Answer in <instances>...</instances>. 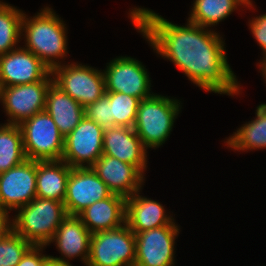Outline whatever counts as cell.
<instances>
[{
	"instance_id": "1",
	"label": "cell",
	"mask_w": 266,
	"mask_h": 266,
	"mask_svg": "<svg viewBox=\"0 0 266 266\" xmlns=\"http://www.w3.org/2000/svg\"><path fill=\"white\" fill-rule=\"evenodd\" d=\"M128 14L135 29L156 54L172 62L199 89L233 97L241 93L220 33L189 21L182 26L174 24L159 13L139 6Z\"/></svg>"
},
{
	"instance_id": "2",
	"label": "cell",
	"mask_w": 266,
	"mask_h": 266,
	"mask_svg": "<svg viewBox=\"0 0 266 266\" xmlns=\"http://www.w3.org/2000/svg\"><path fill=\"white\" fill-rule=\"evenodd\" d=\"M39 11L33 17H28L24 12L21 39L25 42L23 47L52 71L68 57V30L65 21L49 6Z\"/></svg>"
},
{
	"instance_id": "3",
	"label": "cell",
	"mask_w": 266,
	"mask_h": 266,
	"mask_svg": "<svg viewBox=\"0 0 266 266\" xmlns=\"http://www.w3.org/2000/svg\"><path fill=\"white\" fill-rule=\"evenodd\" d=\"M181 104L178 99L157 93L140 101L133 129L147 150H155L168 140Z\"/></svg>"
},
{
	"instance_id": "4",
	"label": "cell",
	"mask_w": 266,
	"mask_h": 266,
	"mask_svg": "<svg viewBox=\"0 0 266 266\" xmlns=\"http://www.w3.org/2000/svg\"><path fill=\"white\" fill-rule=\"evenodd\" d=\"M12 217L13 230L32 245L47 246L67 217L63 202L35 197Z\"/></svg>"
},
{
	"instance_id": "5",
	"label": "cell",
	"mask_w": 266,
	"mask_h": 266,
	"mask_svg": "<svg viewBox=\"0 0 266 266\" xmlns=\"http://www.w3.org/2000/svg\"><path fill=\"white\" fill-rule=\"evenodd\" d=\"M27 159L58 161L62 159L64 137L52 117L42 111L19 124Z\"/></svg>"
},
{
	"instance_id": "6",
	"label": "cell",
	"mask_w": 266,
	"mask_h": 266,
	"mask_svg": "<svg viewBox=\"0 0 266 266\" xmlns=\"http://www.w3.org/2000/svg\"><path fill=\"white\" fill-rule=\"evenodd\" d=\"M135 247V234L126 223L93 233L86 266H135Z\"/></svg>"
},
{
	"instance_id": "7",
	"label": "cell",
	"mask_w": 266,
	"mask_h": 266,
	"mask_svg": "<svg viewBox=\"0 0 266 266\" xmlns=\"http://www.w3.org/2000/svg\"><path fill=\"white\" fill-rule=\"evenodd\" d=\"M53 81L83 107L106 92L104 72L82 63H63L52 70Z\"/></svg>"
},
{
	"instance_id": "8",
	"label": "cell",
	"mask_w": 266,
	"mask_h": 266,
	"mask_svg": "<svg viewBox=\"0 0 266 266\" xmlns=\"http://www.w3.org/2000/svg\"><path fill=\"white\" fill-rule=\"evenodd\" d=\"M52 72L35 83L0 87V103L3 105L8 124L19 125L37 113L45 111L49 86L53 83Z\"/></svg>"
},
{
	"instance_id": "9",
	"label": "cell",
	"mask_w": 266,
	"mask_h": 266,
	"mask_svg": "<svg viewBox=\"0 0 266 266\" xmlns=\"http://www.w3.org/2000/svg\"><path fill=\"white\" fill-rule=\"evenodd\" d=\"M129 56H118L103 70L106 92H121L143 100L154 93L146 66Z\"/></svg>"
},
{
	"instance_id": "10",
	"label": "cell",
	"mask_w": 266,
	"mask_h": 266,
	"mask_svg": "<svg viewBox=\"0 0 266 266\" xmlns=\"http://www.w3.org/2000/svg\"><path fill=\"white\" fill-rule=\"evenodd\" d=\"M103 133L100 125L84 116L64 138L61 160L72 168L91 167L103 155Z\"/></svg>"
},
{
	"instance_id": "11",
	"label": "cell",
	"mask_w": 266,
	"mask_h": 266,
	"mask_svg": "<svg viewBox=\"0 0 266 266\" xmlns=\"http://www.w3.org/2000/svg\"><path fill=\"white\" fill-rule=\"evenodd\" d=\"M180 226L169 224L135 234V266H175Z\"/></svg>"
},
{
	"instance_id": "12",
	"label": "cell",
	"mask_w": 266,
	"mask_h": 266,
	"mask_svg": "<svg viewBox=\"0 0 266 266\" xmlns=\"http://www.w3.org/2000/svg\"><path fill=\"white\" fill-rule=\"evenodd\" d=\"M112 194L91 167L71 168L63 203L67 215L78 216L94 202L106 199Z\"/></svg>"
},
{
	"instance_id": "13",
	"label": "cell",
	"mask_w": 266,
	"mask_h": 266,
	"mask_svg": "<svg viewBox=\"0 0 266 266\" xmlns=\"http://www.w3.org/2000/svg\"><path fill=\"white\" fill-rule=\"evenodd\" d=\"M36 197V161L26 159L0 173V208L17 211Z\"/></svg>"
},
{
	"instance_id": "14",
	"label": "cell",
	"mask_w": 266,
	"mask_h": 266,
	"mask_svg": "<svg viewBox=\"0 0 266 266\" xmlns=\"http://www.w3.org/2000/svg\"><path fill=\"white\" fill-rule=\"evenodd\" d=\"M51 72L34 53L21 45L0 55V87L35 83Z\"/></svg>"
},
{
	"instance_id": "15",
	"label": "cell",
	"mask_w": 266,
	"mask_h": 266,
	"mask_svg": "<svg viewBox=\"0 0 266 266\" xmlns=\"http://www.w3.org/2000/svg\"><path fill=\"white\" fill-rule=\"evenodd\" d=\"M91 168L113 194L124 198L142 190L146 179L136 166L108 155L100 156Z\"/></svg>"
},
{
	"instance_id": "16",
	"label": "cell",
	"mask_w": 266,
	"mask_h": 266,
	"mask_svg": "<svg viewBox=\"0 0 266 266\" xmlns=\"http://www.w3.org/2000/svg\"><path fill=\"white\" fill-rule=\"evenodd\" d=\"M91 235L92 233L78 216L67 215L57 228L53 239L47 245L55 243L54 245L62 257H50L67 264H70L69 260L79 257L84 266L87 265Z\"/></svg>"
},
{
	"instance_id": "17",
	"label": "cell",
	"mask_w": 266,
	"mask_h": 266,
	"mask_svg": "<svg viewBox=\"0 0 266 266\" xmlns=\"http://www.w3.org/2000/svg\"><path fill=\"white\" fill-rule=\"evenodd\" d=\"M147 153L133 128L113 126L104 129L103 155L134 165L145 175L148 167Z\"/></svg>"
},
{
	"instance_id": "18",
	"label": "cell",
	"mask_w": 266,
	"mask_h": 266,
	"mask_svg": "<svg viewBox=\"0 0 266 266\" xmlns=\"http://www.w3.org/2000/svg\"><path fill=\"white\" fill-rule=\"evenodd\" d=\"M142 190L126 198L125 223L137 234L142 231L159 228L169 224H176L173 214L166 211L165 206L146 196Z\"/></svg>"
},
{
	"instance_id": "19",
	"label": "cell",
	"mask_w": 266,
	"mask_h": 266,
	"mask_svg": "<svg viewBox=\"0 0 266 266\" xmlns=\"http://www.w3.org/2000/svg\"><path fill=\"white\" fill-rule=\"evenodd\" d=\"M125 215L126 198L112 194L110 197L88 206L78 217L93 234L122 226L125 224Z\"/></svg>"
},
{
	"instance_id": "20",
	"label": "cell",
	"mask_w": 266,
	"mask_h": 266,
	"mask_svg": "<svg viewBox=\"0 0 266 266\" xmlns=\"http://www.w3.org/2000/svg\"><path fill=\"white\" fill-rule=\"evenodd\" d=\"M45 111L65 138L84 117V107L54 82L49 86Z\"/></svg>"
},
{
	"instance_id": "21",
	"label": "cell",
	"mask_w": 266,
	"mask_h": 266,
	"mask_svg": "<svg viewBox=\"0 0 266 266\" xmlns=\"http://www.w3.org/2000/svg\"><path fill=\"white\" fill-rule=\"evenodd\" d=\"M71 168L63 160L36 161V196L64 202Z\"/></svg>"
},
{
	"instance_id": "22",
	"label": "cell",
	"mask_w": 266,
	"mask_h": 266,
	"mask_svg": "<svg viewBox=\"0 0 266 266\" xmlns=\"http://www.w3.org/2000/svg\"><path fill=\"white\" fill-rule=\"evenodd\" d=\"M193 2L187 21L205 28L217 26L234 11H239L241 6L245 10L253 8L255 11L253 1L246 3L244 0H194Z\"/></svg>"
},
{
	"instance_id": "23",
	"label": "cell",
	"mask_w": 266,
	"mask_h": 266,
	"mask_svg": "<svg viewBox=\"0 0 266 266\" xmlns=\"http://www.w3.org/2000/svg\"><path fill=\"white\" fill-rule=\"evenodd\" d=\"M254 120L244 123L226 138L225 145L238 152L266 149V103L259 104Z\"/></svg>"
},
{
	"instance_id": "24",
	"label": "cell",
	"mask_w": 266,
	"mask_h": 266,
	"mask_svg": "<svg viewBox=\"0 0 266 266\" xmlns=\"http://www.w3.org/2000/svg\"><path fill=\"white\" fill-rule=\"evenodd\" d=\"M27 159L19 125L0 124V173Z\"/></svg>"
},
{
	"instance_id": "25",
	"label": "cell",
	"mask_w": 266,
	"mask_h": 266,
	"mask_svg": "<svg viewBox=\"0 0 266 266\" xmlns=\"http://www.w3.org/2000/svg\"><path fill=\"white\" fill-rule=\"evenodd\" d=\"M23 14L9 3L0 10V55L20 46Z\"/></svg>"
},
{
	"instance_id": "26",
	"label": "cell",
	"mask_w": 266,
	"mask_h": 266,
	"mask_svg": "<svg viewBox=\"0 0 266 266\" xmlns=\"http://www.w3.org/2000/svg\"><path fill=\"white\" fill-rule=\"evenodd\" d=\"M111 102L115 126L133 128L140 99L121 92H105Z\"/></svg>"
},
{
	"instance_id": "27",
	"label": "cell",
	"mask_w": 266,
	"mask_h": 266,
	"mask_svg": "<svg viewBox=\"0 0 266 266\" xmlns=\"http://www.w3.org/2000/svg\"><path fill=\"white\" fill-rule=\"evenodd\" d=\"M31 246L30 242L12 230L0 239V266H16Z\"/></svg>"
},
{
	"instance_id": "28",
	"label": "cell",
	"mask_w": 266,
	"mask_h": 266,
	"mask_svg": "<svg viewBox=\"0 0 266 266\" xmlns=\"http://www.w3.org/2000/svg\"><path fill=\"white\" fill-rule=\"evenodd\" d=\"M84 116L106 129L115 126L112 116L111 102L106 94L84 107Z\"/></svg>"
},
{
	"instance_id": "29",
	"label": "cell",
	"mask_w": 266,
	"mask_h": 266,
	"mask_svg": "<svg viewBox=\"0 0 266 266\" xmlns=\"http://www.w3.org/2000/svg\"><path fill=\"white\" fill-rule=\"evenodd\" d=\"M248 26L252 32L255 41L262 50L263 57L266 58V14H260L259 16H254V18L249 19Z\"/></svg>"
},
{
	"instance_id": "30",
	"label": "cell",
	"mask_w": 266,
	"mask_h": 266,
	"mask_svg": "<svg viewBox=\"0 0 266 266\" xmlns=\"http://www.w3.org/2000/svg\"><path fill=\"white\" fill-rule=\"evenodd\" d=\"M46 247L44 245H32L16 266H43L45 260L50 256L43 254Z\"/></svg>"
},
{
	"instance_id": "31",
	"label": "cell",
	"mask_w": 266,
	"mask_h": 266,
	"mask_svg": "<svg viewBox=\"0 0 266 266\" xmlns=\"http://www.w3.org/2000/svg\"><path fill=\"white\" fill-rule=\"evenodd\" d=\"M10 211L0 208V239L13 230Z\"/></svg>"
},
{
	"instance_id": "32",
	"label": "cell",
	"mask_w": 266,
	"mask_h": 266,
	"mask_svg": "<svg viewBox=\"0 0 266 266\" xmlns=\"http://www.w3.org/2000/svg\"><path fill=\"white\" fill-rule=\"evenodd\" d=\"M43 266H73L71 264H67L56 259L51 258L50 256L45 260Z\"/></svg>"
},
{
	"instance_id": "33",
	"label": "cell",
	"mask_w": 266,
	"mask_h": 266,
	"mask_svg": "<svg viewBox=\"0 0 266 266\" xmlns=\"http://www.w3.org/2000/svg\"><path fill=\"white\" fill-rule=\"evenodd\" d=\"M258 68H259V72H261V74L263 75L262 77H264V82L266 83V58L261 59L258 64H257Z\"/></svg>"
},
{
	"instance_id": "34",
	"label": "cell",
	"mask_w": 266,
	"mask_h": 266,
	"mask_svg": "<svg viewBox=\"0 0 266 266\" xmlns=\"http://www.w3.org/2000/svg\"><path fill=\"white\" fill-rule=\"evenodd\" d=\"M7 3L6 2H3L0 0V10L6 5Z\"/></svg>"
},
{
	"instance_id": "35",
	"label": "cell",
	"mask_w": 266,
	"mask_h": 266,
	"mask_svg": "<svg viewBox=\"0 0 266 266\" xmlns=\"http://www.w3.org/2000/svg\"><path fill=\"white\" fill-rule=\"evenodd\" d=\"M246 3H249L250 1H253V0H244Z\"/></svg>"
}]
</instances>
